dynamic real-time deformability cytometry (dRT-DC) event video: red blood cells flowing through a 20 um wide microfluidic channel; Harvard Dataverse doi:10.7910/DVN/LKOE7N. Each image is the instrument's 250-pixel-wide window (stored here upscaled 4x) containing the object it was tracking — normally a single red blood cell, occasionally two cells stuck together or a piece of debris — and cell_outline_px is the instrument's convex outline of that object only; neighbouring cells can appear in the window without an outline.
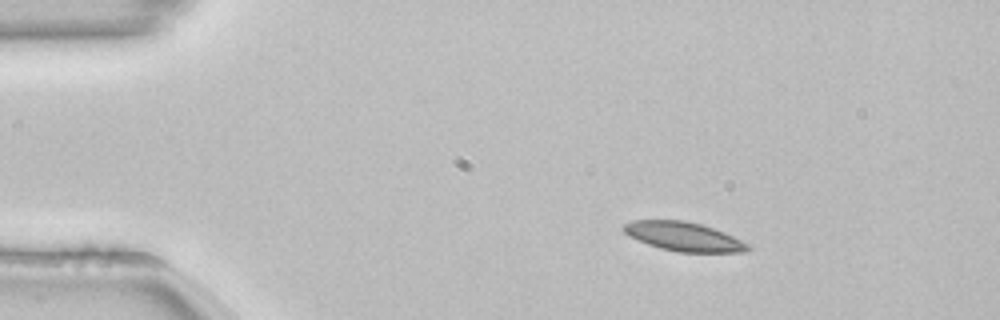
{"species": "common noctule bat (a hibernating species)", "species_latin": "Nyctalus noctula", "temperature_condition": "room temperature", "stored_images_in_passage": 10, "camera_frame_rate_fps": 3000, "um_per_image_px": 0.085, "animal": {"sex": "female", "body_mass_g": 22.7, "forearm_length_mm": 54.2}, "frame": {"image": 1, "passage_image": 1, "time_ms": 0.0, "image_size_px": [1000, 320], "cell_outline_px": [[752, 248], [748, 252], [676, 252], [660, 248], [648, 244], [624, 232], [620, 228], [624, 224], [632, 220], [684, 220], [700, 224], [724, 232], [748, 244]], "centroid_in_image_um": [58.12, 20.11], "position_along_channel_um": 26.9, "area_um2": 20.87}}